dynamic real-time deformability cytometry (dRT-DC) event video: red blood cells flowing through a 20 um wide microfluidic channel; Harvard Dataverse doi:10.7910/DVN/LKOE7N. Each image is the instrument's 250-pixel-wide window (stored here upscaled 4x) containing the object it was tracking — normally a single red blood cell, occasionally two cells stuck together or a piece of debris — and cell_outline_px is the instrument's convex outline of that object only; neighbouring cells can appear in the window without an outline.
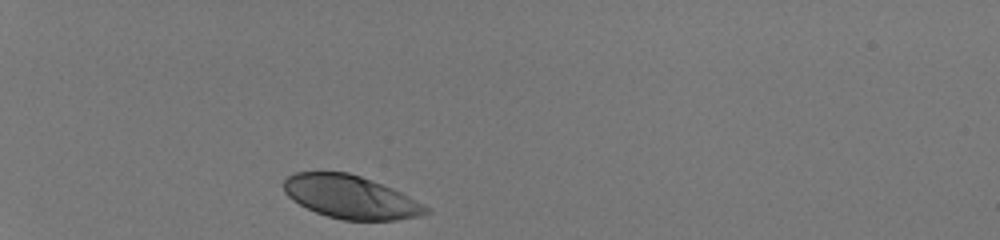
{"species": "human", "species_latin": "Homo sapiens", "temperature_condition": "room temperature", "stored_images_in_passage": 31, "camera_frame_rate_fps": 3000, "um_per_image_px": 0.085, "donor": {"sex": "male"}, "frame": {"image": 1, "passage_image": 1, "time_ms": 0.0, "image_size_px": [1000, 240], "cell_outline_px": [[432, 212], [420, 216], [396, 220], [344, 220], [328, 216], [316, 212], [300, 204], [288, 196], [284, 192], [284, 180], [288, 176], [296, 172], [348, 172], [360, 176], [392, 188], [432, 208]], "centroid_in_image_um": [29.84, 16.75], "position_along_channel_um": 55.2, "area_um2": 35.55}}
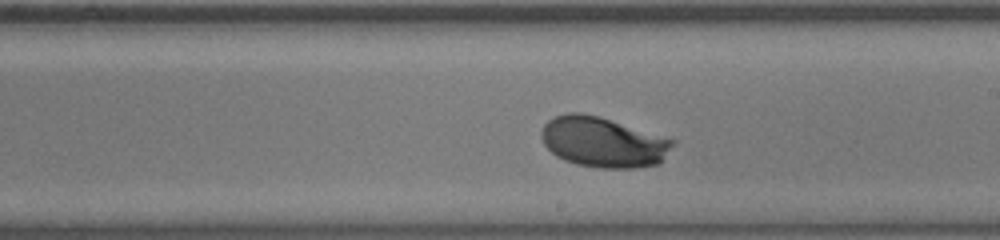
{"frame": {"image": 2, "passage_image": 18, "time_ms": 5.667, "image_size_px": [1000, 240], "cell_outline_px": [[676, 140], [660, 164], [636, 168], [596, 168], [576, 164], [564, 160], [556, 156], [544, 144], [540, 132], [544, 124], [552, 116], [568, 112], [580, 112], [600, 116]], "centroid_in_image_um": [51.25, 12.07], "position_along_channel_um": 237.8, "area_um2": 38.78}}
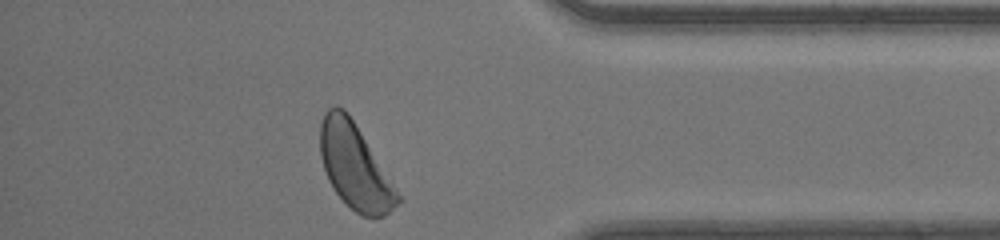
{"frame": {"image": 3, "passage_image": 31, "time_ms": 10.0, "image_size_px": [1000, 240], "cell_outline_px": [[404, 200], [384, 216], [360, 216], [336, 192], [328, 180], [320, 156], [320, 124], [324, 112], [328, 108], [336, 104], [344, 108], [348, 112]], "centroid_in_image_um": [30.16, 14.12], "position_along_channel_um": 405.0, "area_um2": 38.21}, "authors_computed_cell_mechanics": {"area_um2": 37.859, "velocity_mm_per_s": 4.113, "shape_relaxation_time_tau1_ms": 1.835, "shape_relaxation_time_tau2_ms": null, "deformation_change_tau1": 0.1434, "deformation_change_tau2": null}}